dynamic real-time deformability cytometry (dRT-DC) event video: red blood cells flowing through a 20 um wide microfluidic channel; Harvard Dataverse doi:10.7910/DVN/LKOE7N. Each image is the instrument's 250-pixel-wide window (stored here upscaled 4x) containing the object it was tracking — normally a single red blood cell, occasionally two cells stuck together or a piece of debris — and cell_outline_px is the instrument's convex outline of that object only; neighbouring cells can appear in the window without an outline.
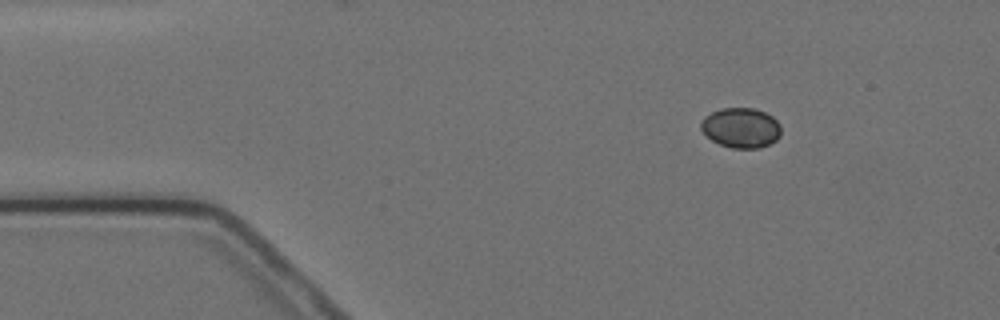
{"species": "Egyptian fruit bat (a non-hibernating species)", "species_latin": "Rousettus aegyptiacus", "temperature_condition": "cold", "stored_images_in_passage": 4, "camera_frame_rate_fps": 3000, "um_per_image_px": 0.085, "animal": {"sex": "female"}, "frame": {"image": 1, "passage_image": 1, "time_ms": 0.0, "image_size_px": [1000, 320], "cell_outline_px": [[780, 136], [776, 140], [760, 148], [732, 148], [720, 144], [712, 140], [700, 128], [700, 124], [704, 116], [720, 108], [756, 108], [772, 116], [780, 124]], "centroid_in_image_um": [62.98, 10.85], "position_along_channel_um": 22.0, "area_um2": 18.67}}
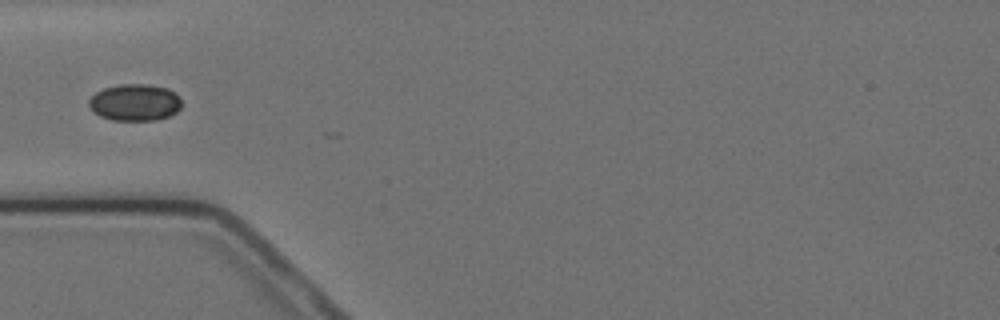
{"frame": {"image": 2, "passage_image": 3, "time_ms": 3.333, "image_size_px": [1000, 320], "cell_outline_px": [[180, 108], [176, 112], [168, 116], [156, 120], [112, 120], [100, 116], [88, 108], [88, 100], [96, 92], [104, 88], [120, 84], [148, 84], [168, 88], [180, 96]], "centroid_in_image_um": [11.45, 8.7], "position_along_channel_um": 73.6, "area_um2": 20.0}}